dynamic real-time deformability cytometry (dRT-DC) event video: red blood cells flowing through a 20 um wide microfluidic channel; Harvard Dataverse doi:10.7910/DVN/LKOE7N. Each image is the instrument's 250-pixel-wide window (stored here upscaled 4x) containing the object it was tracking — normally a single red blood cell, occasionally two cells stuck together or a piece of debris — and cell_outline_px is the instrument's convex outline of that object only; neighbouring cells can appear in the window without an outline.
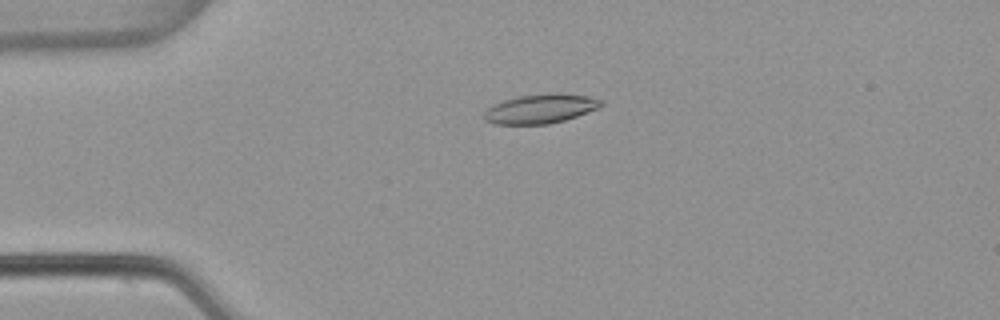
{"species": "common noctule bat (a hibernating species)", "species_latin": "Nyctalus noctula", "temperature_condition": "warm", "stored_images_in_passage": 4, "camera_frame_rate_fps": 3000, "um_per_image_px": 0.085, "animal": {"sex": "female", "body_mass_g": 22.7, "forearm_length_mm": 54.2}, "frame": {"image": 1, "passage_image": 4, "time_ms": 1.0, "image_size_px": [1000, 320], "cell_outline_px": [[604, 104], [600, 108], [564, 120], [548, 124], [492, 124], [484, 120], [484, 112], [492, 104], [504, 100], [520, 96], [552, 92], [556, 92], [588, 96], [600, 100]], "centroid_in_image_um": [45.93, 9.24], "position_along_channel_um": 39.1, "area_um2": 20.06}}